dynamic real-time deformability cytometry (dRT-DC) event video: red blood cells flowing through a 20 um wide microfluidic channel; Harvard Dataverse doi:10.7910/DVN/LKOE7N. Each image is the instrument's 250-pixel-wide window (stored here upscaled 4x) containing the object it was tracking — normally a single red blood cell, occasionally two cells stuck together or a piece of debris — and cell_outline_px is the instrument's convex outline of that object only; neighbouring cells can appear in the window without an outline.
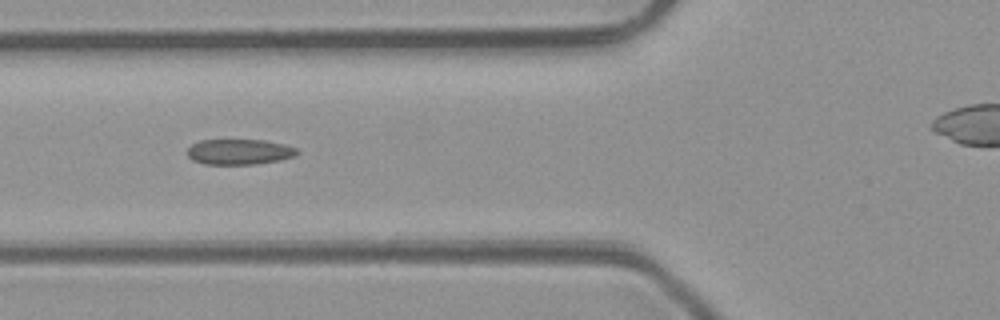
{"species": "common noctule bat (a hibernating species)", "species_latin": "Nyctalus noctula", "temperature_condition": "room temperature", "stored_images_in_passage": 3, "camera_frame_rate_fps": 3000, "um_per_image_px": 0.085, "animal": {"sex": "male", "body_mass_g": 23.1, "forearm_length_mm": 52.7}, "frame": {"image": 1, "passage_image": 3, "time_ms": 2.333, "image_size_px": [1000, 320], "cell_outline_px": [[300, 152], [296, 156], [280, 160], [256, 164], [204, 164], [192, 160], [188, 156], [188, 148], [192, 144], [200, 140], [264, 140], [284, 144], [296, 148]], "centroid_in_image_um": [20.36, 12.91], "position_along_channel_um": 105.4, "area_um2": 16.36}}